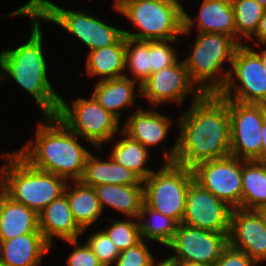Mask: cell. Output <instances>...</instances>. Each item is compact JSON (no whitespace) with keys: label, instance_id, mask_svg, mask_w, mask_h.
Here are the masks:
<instances>
[{"label":"cell","instance_id":"20","mask_svg":"<svg viewBox=\"0 0 266 266\" xmlns=\"http://www.w3.org/2000/svg\"><path fill=\"white\" fill-rule=\"evenodd\" d=\"M173 120L156 110L140 107L131 114L121 129L131 139L140 142L147 149L167 138Z\"/></svg>","mask_w":266,"mask_h":266},{"label":"cell","instance_id":"2","mask_svg":"<svg viewBox=\"0 0 266 266\" xmlns=\"http://www.w3.org/2000/svg\"><path fill=\"white\" fill-rule=\"evenodd\" d=\"M28 16L31 33L28 41L15 49H5L0 53V81L7 76L29 92L42 109L43 116H55L58 112L60 95L52 88L47 77V63L42 51L43 34L41 19L29 7H19L7 16ZM6 73V74H5Z\"/></svg>","mask_w":266,"mask_h":266},{"label":"cell","instance_id":"34","mask_svg":"<svg viewBox=\"0 0 266 266\" xmlns=\"http://www.w3.org/2000/svg\"><path fill=\"white\" fill-rule=\"evenodd\" d=\"M178 40L149 41V53L151 54V74L167 68L178 60L176 50L168 44Z\"/></svg>","mask_w":266,"mask_h":266},{"label":"cell","instance_id":"4","mask_svg":"<svg viewBox=\"0 0 266 266\" xmlns=\"http://www.w3.org/2000/svg\"><path fill=\"white\" fill-rule=\"evenodd\" d=\"M3 158L0 189L14 201L39 214L64 194L67 181L63 177L30 166L15 151L3 154Z\"/></svg>","mask_w":266,"mask_h":266},{"label":"cell","instance_id":"22","mask_svg":"<svg viewBox=\"0 0 266 266\" xmlns=\"http://www.w3.org/2000/svg\"><path fill=\"white\" fill-rule=\"evenodd\" d=\"M108 157L109 160L103 161L90 152L80 181L93 188L104 184L143 185L135 173L119 165L111 156Z\"/></svg>","mask_w":266,"mask_h":266},{"label":"cell","instance_id":"5","mask_svg":"<svg viewBox=\"0 0 266 266\" xmlns=\"http://www.w3.org/2000/svg\"><path fill=\"white\" fill-rule=\"evenodd\" d=\"M239 45L230 35L198 32L191 54L183 62L203 94H219L224 88L231 68L223 70V65L227 61L232 66Z\"/></svg>","mask_w":266,"mask_h":266},{"label":"cell","instance_id":"3","mask_svg":"<svg viewBox=\"0 0 266 266\" xmlns=\"http://www.w3.org/2000/svg\"><path fill=\"white\" fill-rule=\"evenodd\" d=\"M37 125L36 140L15 151L30 166L63 177L67 182L80 181L90 153L56 115L43 116Z\"/></svg>","mask_w":266,"mask_h":266},{"label":"cell","instance_id":"14","mask_svg":"<svg viewBox=\"0 0 266 266\" xmlns=\"http://www.w3.org/2000/svg\"><path fill=\"white\" fill-rule=\"evenodd\" d=\"M194 85L183 60H177L171 66L152 73L140 84V95L146 97L151 105L172 101L180 105L192 91V102L203 95Z\"/></svg>","mask_w":266,"mask_h":266},{"label":"cell","instance_id":"13","mask_svg":"<svg viewBox=\"0 0 266 266\" xmlns=\"http://www.w3.org/2000/svg\"><path fill=\"white\" fill-rule=\"evenodd\" d=\"M228 235L179 223L172 241L166 246L175 250L168 259L214 266L229 245Z\"/></svg>","mask_w":266,"mask_h":266},{"label":"cell","instance_id":"8","mask_svg":"<svg viewBox=\"0 0 266 266\" xmlns=\"http://www.w3.org/2000/svg\"><path fill=\"white\" fill-rule=\"evenodd\" d=\"M193 179L192 169L164 162L160 170L153 171L142 181L144 204L182 223L187 190Z\"/></svg>","mask_w":266,"mask_h":266},{"label":"cell","instance_id":"41","mask_svg":"<svg viewBox=\"0 0 266 266\" xmlns=\"http://www.w3.org/2000/svg\"><path fill=\"white\" fill-rule=\"evenodd\" d=\"M151 266H172V263L168 258H166L165 260L161 262L160 261H157V263L154 262Z\"/></svg>","mask_w":266,"mask_h":266},{"label":"cell","instance_id":"24","mask_svg":"<svg viewBox=\"0 0 266 266\" xmlns=\"http://www.w3.org/2000/svg\"><path fill=\"white\" fill-rule=\"evenodd\" d=\"M94 189L102 211L107 205L125 214L127 218L138 219L144 204L143 185L104 184L98 185Z\"/></svg>","mask_w":266,"mask_h":266},{"label":"cell","instance_id":"12","mask_svg":"<svg viewBox=\"0 0 266 266\" xmlns=\"http://www.w3.org/2000/svg\"><path fill=\"white\" fill-rule=\"evenodd\" d=\"M194 180L232 209H242V159L229 155L192 168Z\"/></svg>","mask_w":266,"mask_h":266},{"label":"cell","instance_id":"45","mask_svg":"<svg viewBox=\"0 0 266 266\" xmlns=\"http://www.w3.org/2000/svg\"><path fill=\"white\" fill-rule=\"evenodd\" d=\"M266 8V0H258Z\"/></svg>","mask_w":266,"mask_h":266},{"label":"cell","instance_id":"25","mask_svg":"<svg viewBox=\"0 0 266 266\" xmlns=\"http://www.w3.org/2000/svg\"><path fill=\"white\" fill-rule=\"evenodd\" d=\"M66 184L64 194L69 201L73 218L77 225L83 230L91 227L103 213L96 191L93 187L84 185L81 181H73Z\"/></svg>","mask_w":266,"mask_h":266},{"label":"cell","instance_id":"6","mask_svg":"<svg viewBox=\"0 0 266 266\" xmlns=\"http://www.w3.org/2000/svg\"><path fill=\"white\" fill-rule=\"evenodd\" d=\"M29 7L44 22H52L76 36L90 51L111 45H125L124 30L110 26L88 12L60 8L49 0H29Z\"/></svg>","mask_w":266,"mask_h":266},{"label":"cell","instance_id":"27","mask_svg":"<svg viewBox=\"0 0 266 266\" xmlns=\"http://www.w3.org/2000/svg\"><path fill=\"white\" fill-rule=\"evenodd\" d=\"M266 205V165L242 159V209Z\"/></svg>","mask_w":266,"mask_h":266},{"label":"cell","instance_id":"33","mask_svg":"<svg viewBox=\"0 0 266 266\" xmlns=\"http://www.w3.org/2000/svg\"><path fill=\"white\" fill-rule=\"evenodd\" d=\"M87 244L98 257L103 266H112L120 255V250L103 230L93 232L87 239Z\"/></svg>","mask_w":266,"mask_h":266},{"label":"cell","instance_id":"35","mask_svg":"<svg viewBox=\"0 0 266 266\" xmlns=\"http://www.w3.org/2000/svg\"><path fill=\"white\" fill-rule=\"evenodd\" d=\"M154 262V256L142 240L136 246L120 251L115 266H151Z\"/></svg>","mask_w":266,"mask_h":266},{"label":"cell","instance_id":"29","mask_svg":"<svg viewBox=\"0 0 266 266\" xmlns=\"http://www.w3.org/2000/svg\"><path fill=\"white\" fill-rule=\"evenodd\" d=\"M150 219H149V217ZM148 218L144 222L140 221ZM139 229L142 240L149 239L157 241L164 246H167L173 239L178 223L170 217L165 216L159 211L142 205V209L138 216Z\"/></svg>","mask_w":266,"mask_h":266},{"label":"cell","instance_id":"40","mask_svg":"<svg viewBox=\"0 0 266 266\" xmlns=\"http://www.w3.org/2000/svg\"><path fill=\"white\" fill-rule=\"evenodd\" d=\"M172 263V266H211L204 263H198V262H189V261H180V260H170Z\"/></svg>","mask_w":266,"mask_h":266},{"label":"cell","instance_id":"7","mask_svg":"<svg viewBox=\"0 0 266 266\" xmlns=\"http://www.w3.org/2000/svg\"><path fill=\"white\" fill-rule=\"evenodd\" d=\"M114 10L126 16L140 31L124 30V36L139 41L180 40L183 11L157 0H122Z\"/></svg>","mask_w":266,"mask_h":266},{"label":"cell","instance_id":"38","mask_svg":"<svg viewBox=\"0 0 266 266\" xmlns=\"http://www.w3.org/2000/svg\"><path fill=\"white\" fill-rule=\"evenodd\" d=\"M253 36L257 39L254 41L257 46H266V10L259 22L257 31Z\"/></svg>","mask_w":266,"mask_h":266},{"label":"cell","instance_id":"28","mask_svg":"<svg viewBox=\"0 0 266 266\" xmlns=\"http://www.w3.org/2000/svg\"><path fill=\"white\" fill-rule=\"evenodd\" d=\"M124 138L118 140L111 150L110 156L121 166L131 170L142 181L145 180L154 170L145 167L150 157L149 150L140 142L131 139L122 130Z\"/></svg>","mask_w":266,"mask_h":266},{"label":"cell","instance_id":"32","mask_svg":"<svg viewBox=\"0 0 266 266\" xmlns=\"http://www.w3.org/2000/svg\"><path fill=\"white\" fill-rule=\"evenodd\" d=\"M137 221L138 219L134 221L132 218L123 221L109 218V222H111L112 225L103 231L108 235L115 246L120 251H123L136 246L142 241L139 221Z\"/></svg>","mask_w":266,"mask_h":266},{"label":"cell","instance_id":"26","mask_svg":"<svg viewBox=\"0 0 266 266\" xmlns=\"http://www.w3.org/2000/svg\"><path fill=\"white\" fill-rule=\"evenodd\" d=\"M125 45H111L89 52L86 61L87 74L102 80L125 76Z\"/></svg>","mask_w":266,"mask_h":266},{"label":"cell","instance_id":"15","mask_svg":"<svg viewBox=\"0 0 266 266\" xmlns=\"http://www.w3.org/2000/svg\"><path fill=\"white\" fill-rule=\"evenodd\" d=\"M232 208L194 179L187 190L182 223L217 233H229Z\"/></svg>","mask_w":266,"mask_h":266},{"label":"cell","instance_id":"36","mask_svg":"<svg viewBox=\"0 0 266 266\" xmlns=\"http://www.w3.org/2000/svg\"><path fill=\"white\" fill-rule=\"evenodd\" d=\"M78 241V239L65 241L75 247L67 257V266H103L89 245L86 242L79 245Z\"/></svg>","mask_w":266,"mask_h":266},{"label":"cell","instance_id":"1","mask_svg":"<svg viewBox=\"0 0 266 266\" xmlns=\"http://www.w3.org/2000/svg\"><path fill=\"white\" fill-rule=\"evenodd\" d=\"M179 121L176 143L170 151H164L165 163L192 169L231 155L230 115L226 99L219 94H203Z\"/></svg>","mask_w":266,"mask_h":266},{"label":"cell","instance_id":"47","mask_svg":"<svg viewBox=\"0 0 266 266\" xmlns=\"http://www.w3.org/2000/svg\"><path fill=\"white\" fill-rule=\"evenodd\" d=\"M264 114H265V120H266V104L264 105Z\"/></svg>","mask_w":266,"mask_h":266},{"label":"cell","instance_id":"18","mask_svg":"<svg viewBox=\"0 0 266 266\" xmlns=\"http://www.w3.org/2000/svg\"><path fill=\"white\" fill-rule=\"evenodd\" d=\"M51 245L41 232H33L0 241V264L3 266H39Z\"/></svg>","mask_w":266,"mask_h":266},{"label":"cell","instance_id":"46","mask_svg":"<svg viewBox=\"0 0 266 266\" xmlns=\"http://www.w3.org/2000/svg\"><path fill=\"white\" fill-rule=\"evenodd\" d=\"M122 0H114V5H118Z\"/></svg>","mask_w":266,"mask_h":266},{"label":"cell","instance_id":"23","mask_svg":"<svg viewBox=\"0 0 266 266\" xmlns=\"http://www.w3.org/2000/svg\"><path fill=\"white\" fill-rule=\"evenodd\" d=\"M137 81L125 75L119 78L99 80L94 88L92 96L95 100L118 120L122 114L119 110L125 106L129 109L135 104V99L141 95H134V88Z\"/></svg>","mask_w":266,"mask_h":266},{"label":"cell","instance_id":"43","mask_svg":"<svg viewBox=\"0 0 266 266\" xmlns=\"http://www.w3.org/2000/svg\"><path fill=\"white\" fill-rule=\"evenodd\" d=\"M257 211L259 212L260 216L263 219L264 224L266 225V205L258 208Z\"/></svg>","mask_w":266,"mask_h":266},{"label":"cell","instance_id":"37","mask_svg":"<svg viewBox=\"0 0 266 266\" xmlns=\"http://www.w3.org/2000/svg\"><path fill=\"white\" fill-rule=\"evenodd\" d=\"M258 264L244 251L228 245L214 266H257Z\"/></svg>","mask_w":266,"mask_h":266},{"label":"cell","instance_id":"21","mask_svg":"<svg viewBox=\"0 0 266 266\" xmlns=\"http://www.w3.org/2000/svg\"><path fill=\"white\" fill-rule=\"evenodd\" d=\"M33 232H41L38 214L0 189V241Z\"/></svg>","mask_w":266,"mask_h":266},{"label":"cell","instance_id":"30","mask_svg":"<svg viewBox=\"0 0 266 266\" xmlns=\"http://www.w3.org/2000/svg\"><path fill=\"white\" fill-rule=\"evenodd\" d=\"M235 12L236 41L253 40L266 8L258 0H231ZM240 39V40H239Z\"/></svg>","mask_w":266,"mask_h":266},{"label":"cell","instance_id":"17","mask_svg":"<svg viewBox=\"0 0 266 266\" xmlns=\"http://www.w3.org/2000/svg\"><path fill=\"white\" fill-rule=\"evenodd\" d=\"M196 21L184 10L182 35H189L197 23V32L226 34L236 40L235 12L231 0H203Z\"/></svg>","mask_w":266,"mask_h":266},{"label":"cell","instance_id":"19","mask_svg":"<svg viewBox=\"0 0 266 266\" xmlns=\"http://www.w3.org/2000/svg\"><path fill=\"white\" fill-rule=\"evenodd\" d=\"M39 230L52 246V237L66 240L78 239L83 230L75 222L65 194L53 200L39 214Z\"/></svg>","mask_w":266,"mask_h":266},{"label":"cell","instance_id":"31","mask_svg":"<svg viewBox=\"0 0 266 266\" xmlns=\"http://www.w3.org/2000/svg\"><path fill=\"white\" fill-rule=\"evenodd\" d=\"M126 61L125 67L131 73L133 80L142 84L151 75V54L149 53V41H139L125 37Z\"/></svg>","mask_w":266,"mask_h":266},{"label":"cell","instance_id":"9","mask_svg":"<svg viewBox=\"0 0 266 266\" xmlns=\"http://www.w3.org/2000/svg\"><path fill=\"white\" fill-rule=\"evenodd\" d=\"M56 116L79 138H84L98 150L104 142L115 139V134L121 131L119 120L93 96L90 99L77 98L72 104L61 97Z\"/></svg>","mask_w":266,"mask_h":266},{"label":"cell","instance_id":"11","mask_svg":"<svg viewBox=\"0 0 266 266\" xmlns=\"http://www.w3.org/2000/svg\"><path fill=\"white\" fill-rule=\"evenodd\" d=\"M226 104L230 115V154L246 161L256 160L261 152L264 105L229 99Z\"/></svg>","mask_w":266,"mask_h":266},{"label":"cell","instance_id":"16","mask_svg":"<svg viewBox=\"0 0 266 266\" xmlns=\"http://www.w3.org/2000/svg\"><path fill=\"white\" fill-rule=\"evenodd\" d=\"M228 241L257 264L266 261V225L257 210L232 209Z\"/></svg>","mask_w":266,"mask_h":266},{"label":"cell","instance_id":"42","mask_svg":"<svg viewBox=\"0 0 266 266\" xmlns=\"http://www.w3.org/2000/svg\"><path fill=\"white\" fill-rule=\"evenodd\" d=\"M157 1H163V2H166V3H169V4H172V5H176L178 6L182 11H184L180 1L182 0H157Z\"/></svg>","mask_w":266,"mask_h":266},{"label":"cell","instance_id":"10","mask_svg":"<svg viewBox=\"0 0 266 266\" xmlns=\"http://www.w3.org/2000/svg\"><path fill=\"white\" fill-rule=\"evenodd\" d=\"M219 95L240 103L266 104V69L249 45L237 47L226 85Z\"/></svg>","mask_w":266,"mask_h":266},{"label":"cell","instance_id":"44","mask_svg":"<svg viewBox=\"0 0 266 266\" xmlns=\"http://www.w3.org/2000/svg\"><path fill=\"white\" fill-rule=\"evenodd\" d=\"M261 58V61H262V65L265 67L266 69V49L262 50L261 53L255 51Z\"/></svg>","mask_w":266,"mask_h":266},{"label":"cell","instance_id":"39","mask_svg":"<svg viewBox=\"0 0 266 266\" xmlns=\"http://www.w3.org/2000/svg\"><path fill=\"white\" fill-rule=\"evenodd\" d=\"M261 138H262L261 152L259 157L255 161L266 165V120H264L261 128Z\"/></svg>","mask_w":266,"mask_h":266}]
</instances>
